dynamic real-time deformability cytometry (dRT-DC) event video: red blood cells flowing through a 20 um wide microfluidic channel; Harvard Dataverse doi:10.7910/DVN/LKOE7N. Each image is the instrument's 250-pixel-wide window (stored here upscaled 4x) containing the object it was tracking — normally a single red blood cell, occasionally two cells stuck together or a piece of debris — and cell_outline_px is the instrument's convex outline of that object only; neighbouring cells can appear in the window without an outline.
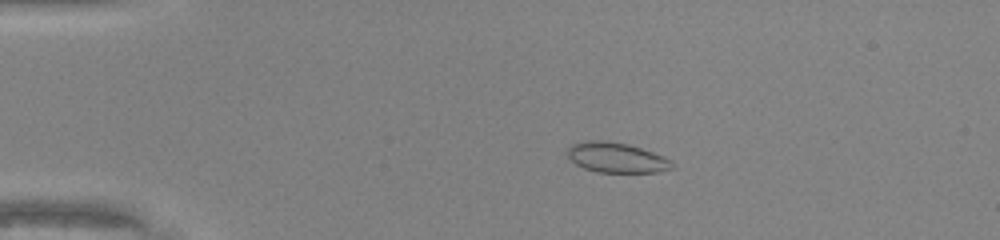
{"species": "common noctule bat (a hibernating species)", "species_latin": "Nyctalus noctula", "temperature_condition": "warm", "stored_images_in_passage": 48, "camera_frame_rate_fps": 3000, "um_per_image_px": 0.085, "animal": {"sex": "male", "body_mass_g": 20.0, "forearm_length_mm": 53.3}, "frame": {"image": 1, "passage_image": 10, "time_ms": 3.0, "image_size_px": [1000, 240], "cell_outline_px": [[676, 168], [656, 172], [596, 172], [584, 168], [576, 164], [568, 156], [568, 148], [572, 144], [584, 140], [608, 140], [628, 144], [664, 156], [672, 160], [676, 164]], "centroid_in_image_um": [52.44, 13.39], "position_along_channel_um": 32.6, "area_um2": 18.55}}
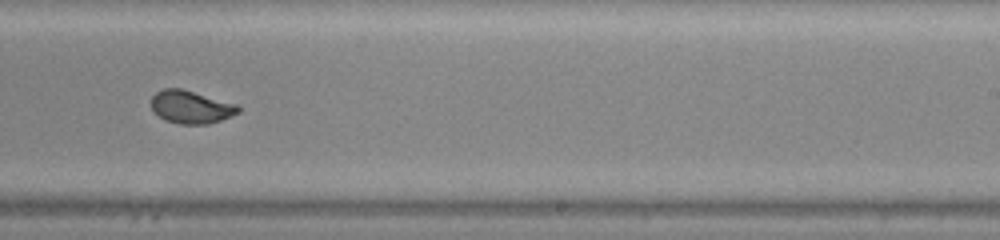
{"frame": {"image": 2, "passage_image": 31, "time_ms": 10.0, "image_size_px": [1000, 240], "cell_outline_px": [[240, 112], [220, 120], [208, 124], [180, 124], [164, 120], [152, 108], [152, 96], [156, 92], [164, 88], [180, 88], [236, 104], [240, 108]], "centroid_in_image_um": [16.23, 9.1], "position_along_channel_um": 272.8, "area_um2": 16.42}}
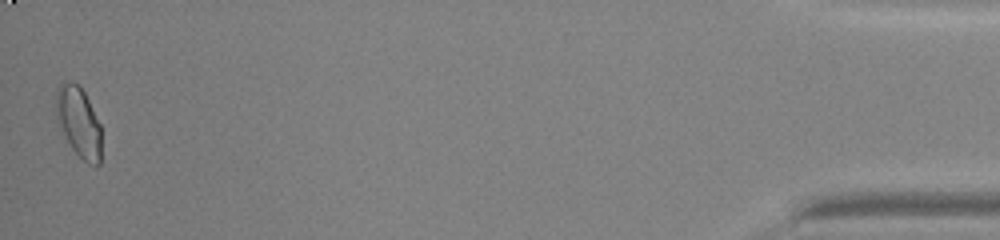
{"frame": {"image": 3, "passage_image": 48, "time_ms": 15.667, "image_size_px": [1000, 240], "cell_outline_px": [[100, 164], [96, 168], [88, 164], [72, 148], [56, 116], [56, 88], [60, 84], [72, 80], [84, 92], [100, 124]], "centroid_in_image_um": [6.7, 10.38], "position_along_channel_um": 428.5, "area_um2": 18.15}, "authors_computed_cell_mechanics": {"area_um2": 17.3978, "velocity_mm_per_s": 4.2881, "shape_relaxation_time_tau1_ms": 7.8972, "shape_relaxation_time_tau2_ms": null, "deformation_change_tau1": 0.2003, "deformation_change_tau2": null}}